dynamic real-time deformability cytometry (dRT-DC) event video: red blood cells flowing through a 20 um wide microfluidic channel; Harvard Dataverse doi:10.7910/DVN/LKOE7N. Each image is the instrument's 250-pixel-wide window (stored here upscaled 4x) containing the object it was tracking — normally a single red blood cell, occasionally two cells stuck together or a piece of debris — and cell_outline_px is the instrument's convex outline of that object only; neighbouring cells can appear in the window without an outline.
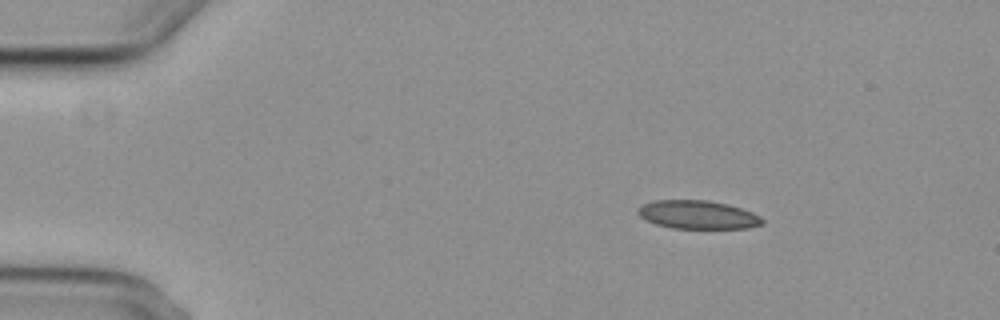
{"species": "common noctule bat (a hibernating species)", "species_latin": "Nyctalus noctula", "temperature_condition": "cold", "stored_images_in_passage": 4, "camera_frame_rate_fps": 3000, "um_per_image_px": 0.085, "animal": {"sex": "female", "body_mass_g": 29.2, "forearm_length_mm": 56.3}, "frame": {"image": 1, "passage_image": 2, "time_ms": 1.333, "image_size_px": [1000, 320], "cell_outline_px": [[764, 224], [748, 228], [672, 228], [656, 224], [640, 216], [636, 212], [644, 204], [656, 200], [708, 200], [728, 204], [752, 212], [760, 216], [764, 220]], "centroid_in_image_um": [59.35, 18.25], "position_along_channel_um": 25.6, "area_um2": 20.46}}
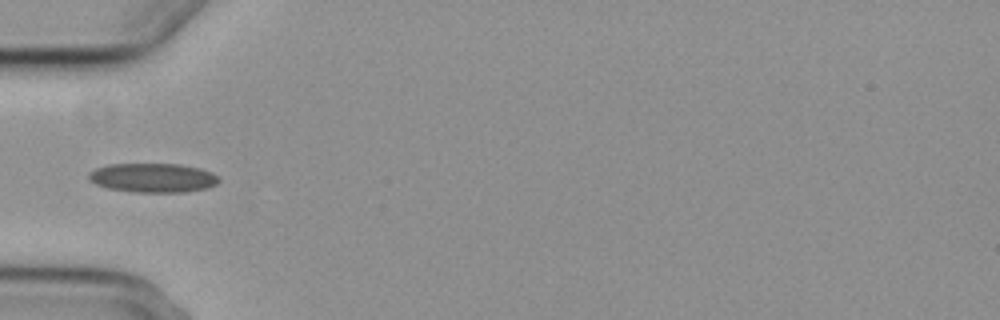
{"frame": {"image": 2, "passage_image": 4, "time_ms": 4.667, "image_size_px": [1000, 320], "cell_outline_px": [[220, 180], [216, 184], [208, 188], [188, 192], [132, 192], [108, 188], [96, 184], [88, 180], [88, 172], [96, 168], [108, 164], [180, 164], [200, 168], [212, 172], [220, 176]], "centroid_in_image_um": [13.02, 15.11], "position_along_channel_um": 72.0, "area_um2": 22.43}}